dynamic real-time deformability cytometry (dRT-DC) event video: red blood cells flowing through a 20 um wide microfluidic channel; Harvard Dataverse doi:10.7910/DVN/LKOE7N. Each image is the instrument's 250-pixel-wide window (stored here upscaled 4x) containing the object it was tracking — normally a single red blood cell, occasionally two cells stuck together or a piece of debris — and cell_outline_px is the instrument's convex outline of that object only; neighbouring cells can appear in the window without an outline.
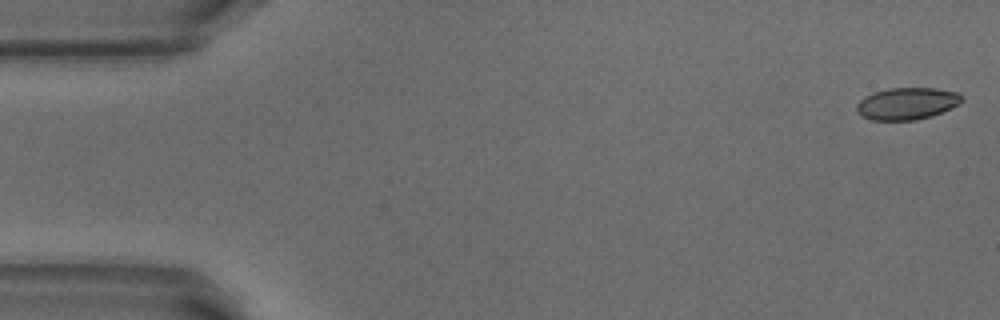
{"species": "common noctule bat (a hibernating species)", "species_latin": "Nyctalus noctula", "temperature_condition": "warm", "stored_images_in_passage": 51, "camera_frame_rate_fps": 3000, "um_per_image_px": 0.085, "animal": {"sex": "male", "body_mass_g": 18.8}, "frame": {"image": 1, "passage_image": 1, "time_ms": 0.0, "image_size_px": [1000, 320], "cell_outline_px": [[964, 100], [960, 104], [932, 116], [916, 120], [872, 120], [860, 116], [856, 112], [856, 104], [864, 96], [872, 92], [888, 88], [936, 88], [960, 92], [964, 96]], "centroid_in_image_um": [77.1, 8.79], "position_along_channel_um": 7.9, "area_um2": 20.06}}
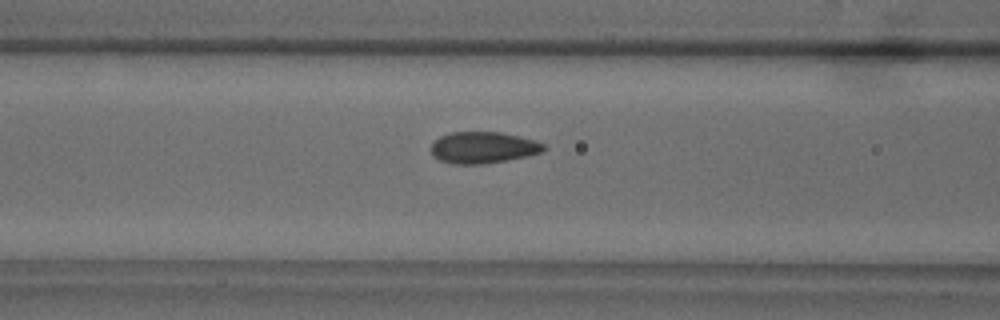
{"frame": {"image": 2, "passage_image": 20, "time_ms": 6.333, "image_size_px": [1000, 320], "cell_outline_px": [[544, 148], [540, 152], [528, 156], [508, 160], [484, 164], [456, 164], [440, 160], [432, 152], [432, 144], [440, 136], [452, 132], [500, 132], [536, 140], [544, 144]], "centroid_in_image_um": [41.09, 12.54], "position_along_channel_um": 125.5, "area_um2": 20.46}}
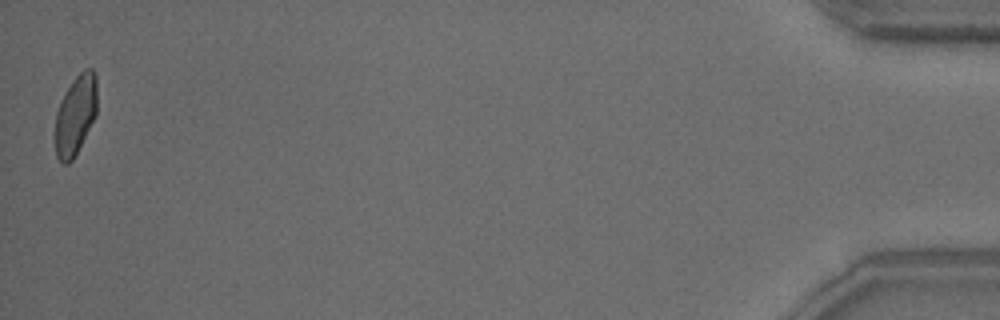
{"frame": {"image": 3, "passage_image": 51, "time_ms": 16.667, "image_size_px": [1000, 320], "cell_outline_px": [[96, 116], [72, 160], [68, 164], [64, 164], [56, 156], [52, 136], [56, 112], [60, 100], [64, 92], [72, 80], [84, 68], [92, 68], [96, 76]], "centroid_in_image_um": [6.36, 9.78], "position_along_channel_um": 428.8, "area_um2": 20.0}, "authors_computed_cell_mechanics": {"area_um2": 20.3456, "velocity_mm_per_s": 3.8663, "shape_relaxation_time_tau1_ms": 7.6495, "shape_relaxation_time_tau2_ms": 0.6737, "deformation_change_tau1": 0.1762, "deformation_change_tau2": 0.0503}}